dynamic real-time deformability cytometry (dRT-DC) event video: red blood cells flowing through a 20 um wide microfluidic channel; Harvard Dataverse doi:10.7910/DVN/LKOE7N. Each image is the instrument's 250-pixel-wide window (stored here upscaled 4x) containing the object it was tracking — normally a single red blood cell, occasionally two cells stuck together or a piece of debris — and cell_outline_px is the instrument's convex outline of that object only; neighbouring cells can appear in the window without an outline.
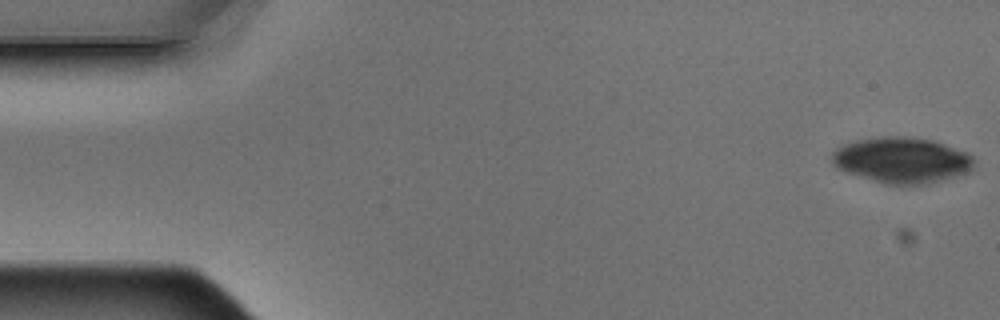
{"species": "Egyptian fruit bat (a non-hibernating species)", "species_latin": "Rousettus aegyptiacus", "temperature_condition": "warm", "stored_images_in_passage": 5, "camera_frame_rate_fps": 3000, "um_per_image_px": 0.085, "animal": {"sex": "male"}, "frame": {"image": 1, "passage_image": 1, "time_ms": 0.0, "image_size_px": [1000, 320], "cell_outline_px": [[976, 164], [968, 172], [928, 184], [888, 184], [848, 172], [832, 164], [832, 152], [836, 148], [844, 144], [856, 140], [880, 136], [912, 136], [936, 140], [968, 152], [976, 160]], "centroid_in_image_um": [76.72, 13.58], "position_along_channel_um": 8.3, "area_um2": 38.03}}